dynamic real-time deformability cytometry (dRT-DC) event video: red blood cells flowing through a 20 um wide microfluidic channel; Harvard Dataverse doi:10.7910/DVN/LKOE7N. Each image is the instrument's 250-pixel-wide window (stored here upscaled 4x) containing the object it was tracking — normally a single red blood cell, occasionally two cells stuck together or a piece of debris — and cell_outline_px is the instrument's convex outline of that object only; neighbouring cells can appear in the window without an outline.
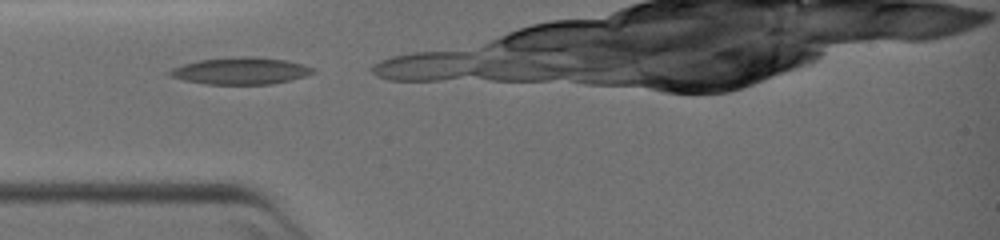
{"species": "common noctule bat (a hibernating species)", "species_latin": "Nyctalus noctula", "temperature_condition": "warm", "stored_images_in_passage": 3, "camera_frame_rate_fps": 3000, "um_per_image_px": 0.085, "animal": {"sex": "female", "body_mass_g": 19.0, "forearm_length_mm": 51.5}, "frame": {"image": 1, "passage_image": 1, "time_ms": 0.0, "image_size_px": [1000, 240], "cell_outline_px": [[316, 72], [304, 76], [272, 84], [204, 84], [184, 80], [172, 76], [168, 72], [172, 68], [184, 64], [200, 60], [284, 60], [304, 64], [312, 68]], "centroid_in_image_um": [20.44, 6.09], "position_along_channel_um": 64.6, "area_um2": 20.81}}